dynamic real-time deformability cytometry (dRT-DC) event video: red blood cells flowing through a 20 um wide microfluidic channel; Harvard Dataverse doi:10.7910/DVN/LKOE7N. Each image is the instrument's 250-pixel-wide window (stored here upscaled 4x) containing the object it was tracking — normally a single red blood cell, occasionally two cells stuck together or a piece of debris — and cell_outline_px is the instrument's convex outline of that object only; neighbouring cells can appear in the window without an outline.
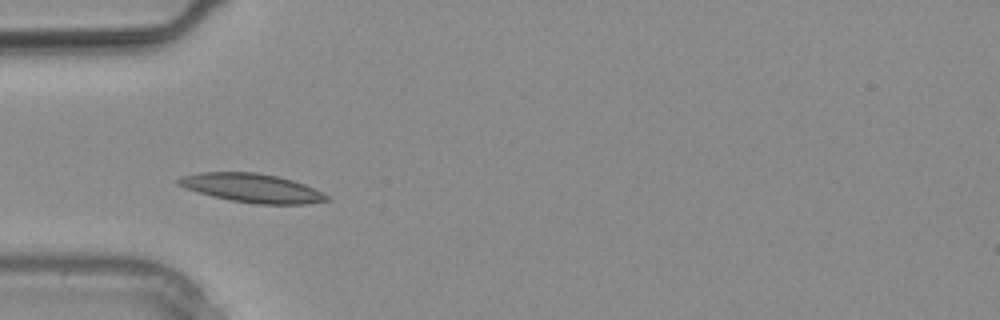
{"species": "common noctule bat (a hibernating species)", "species_latin": "Nyctalus noctula", "temperature_condition": "warm", "stored_images_in_passage": 6, "camera_frame_rate_fps": 3000, "um_per_image_px": 0.085, "animal": {"sex": "male", "body_mass_g": 20.4}, "frame": {"image": 1, "passage_image": 1, "time_ms": 0.0, "image_size_px": [1000, 320], "cell_outline_px": [[332, 200], [304, 204], [256, 204], [232, 200], [212, 196], [176, 184], [176, 180], [180, 176], [200, 172], [256, 172], [276, 176], [292, 180], [304, 184], [332, 196]], "centroid_in_image_um": [21.46, 15.98], "position_along_channel_um": 63.5, "area_um2": 24.85}}
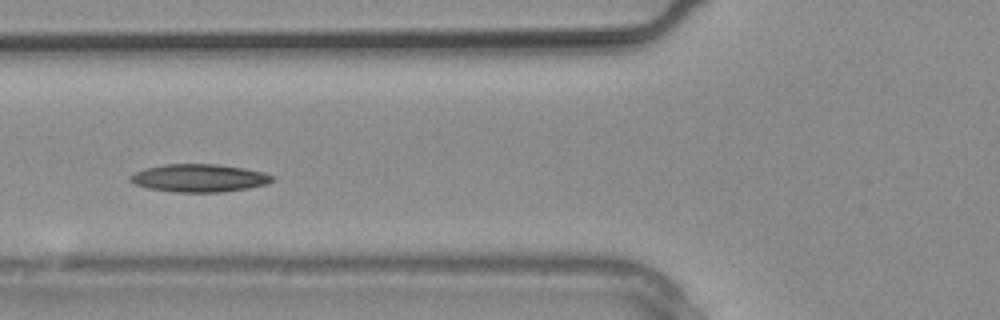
{"frame": {"image": 2, "passage_image": 3, "time_ms": 0.667, "image_size_px": [1000, 320], "cell_outline_px": [[276, 176], [272, 180], [264, 184], [248, 188], [224, 192], [176, 192], [148, 188], [136, 184], [128, 180], [128, 176], [144, 168], [164, 164], [216, 164], [244, 168], [264, 172]], "centroid_in_image_um": [16.91, 15.13], "position_along_channel_um": 108.9, "area_um2": 23.06}}